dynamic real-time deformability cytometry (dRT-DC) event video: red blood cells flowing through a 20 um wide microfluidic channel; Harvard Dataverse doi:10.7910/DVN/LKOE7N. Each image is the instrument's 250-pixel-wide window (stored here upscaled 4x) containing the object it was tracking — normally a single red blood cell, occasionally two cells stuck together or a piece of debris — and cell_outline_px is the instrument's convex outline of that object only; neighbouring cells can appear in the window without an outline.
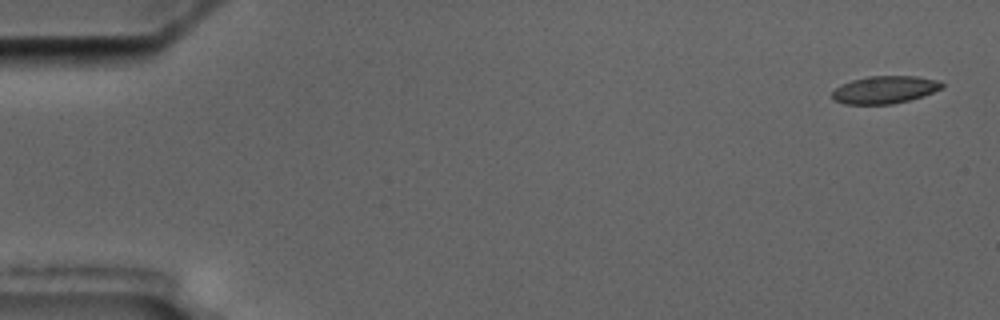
{"species": "common noctule bat (a hibernating species)", "species_latin": "Nyctalus noctula", "temperature_condition": "cold", "stored_images_in_passage": 15, "camera_frame_rate_fps": 3000, "um_per_image_px": 0.085, "animal": {"sex": "male", "body_mass_g": 17.5, "forearm_length_mm": 52.3}, "frame": {"image": 1, "passage_image": 1, "time_ms": 0.0, "image_size_px": [1000, 320], "cell_outline_px": [[944, 88], [924, 96], [892, 104], [844, 104], [832, 100], [832, 92], [840, 84], [852, 80], [868, 76], [916, 76], [940, 80], [944, 84]], "centroid_in_image_um": [75.22, 7.62], "position_along_channel_um": 9.8, "area_um2": 17.86}}
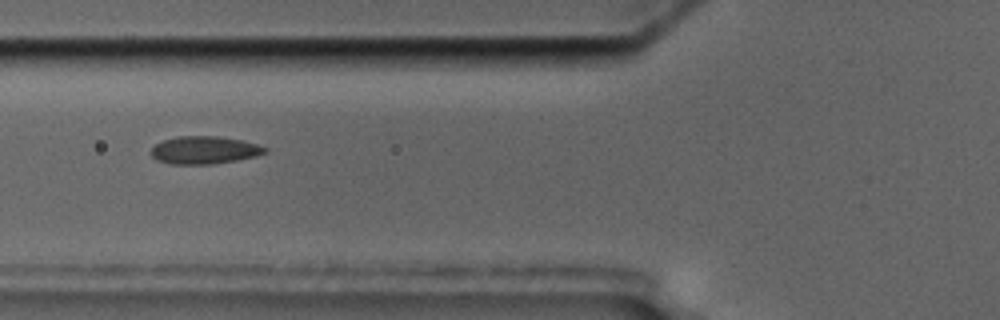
{"frame": {"image": 2, "passage_image": 6, "time_ms": 6.667, "image_size_px": [1000, 320], "cell_outline_px": [[268, 152], [256, 156], [236, 160], [212, 164], [172, 164], [156, 160], [152, 156], [152, 148], [156, 144], [164, 140], [180, 136], [220, 136], [240, 140], [256, 144], [268, 148]], "centroid_in_image_um": [17.39, 12.76], "position_along_channel_um": 108.4, "area_um2": 18.26}}
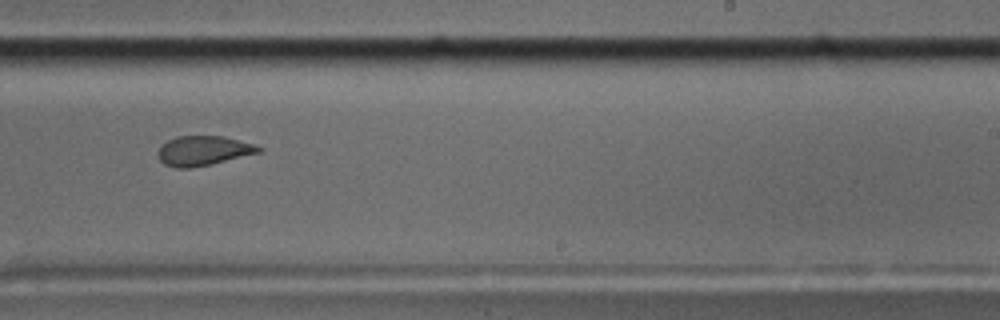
{"frame": {"image": 3, "passage_image": 10, "time_ms": 11.333, "image_size_px": [1000, 320], "cell_outline_px": [[264, 148], [260, 152], [212, 164], [188, 168], [176, 168], [164, 164], [156, 156], [156, 152], [160, 144], [176, 136], [224, 136], [256, 144]], "centroid_in_image_um": [17.25, 12.8], "position_along_channel_um": 271.7, "area_um2": 17.69}}